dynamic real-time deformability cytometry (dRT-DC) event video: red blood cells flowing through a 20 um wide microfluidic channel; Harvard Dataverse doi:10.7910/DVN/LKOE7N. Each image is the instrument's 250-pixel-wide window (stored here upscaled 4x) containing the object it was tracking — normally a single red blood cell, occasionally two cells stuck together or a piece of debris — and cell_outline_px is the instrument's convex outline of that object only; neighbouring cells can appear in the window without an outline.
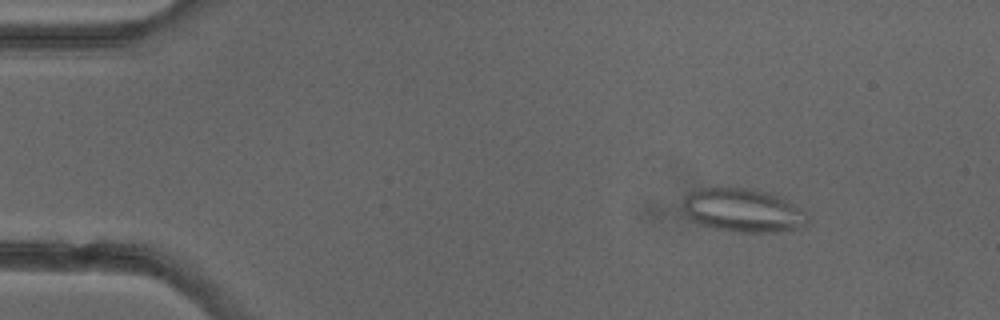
{"species": "common noctule bat (a hibernating species)", "species_latin": "Nyctalus noctula", "temperature_condition": "cold", "stored_images_in_passage": 4, "camera_frame_rate_fps": 3000, "um_per_image_px": 0.085, "animal": {"sex": "female"}, "frame": {"image": 1, "passage_image": 2, "time_ms": 1.0, "image_size_px": [1000, 320], "cell_outline_px": [[808, 224], [796, 228], [776, 232], [740, 232], [716, 228], [696, 224], [684, 216], [684, 196], [700, 188], [716, 184], [756, 188], [772, 192], [800, 208], [808, 216]], "centroid_in_image_um": [63.09, 17.82], "position_along_channel_um": 21.9, "area_um2": 32.66}}
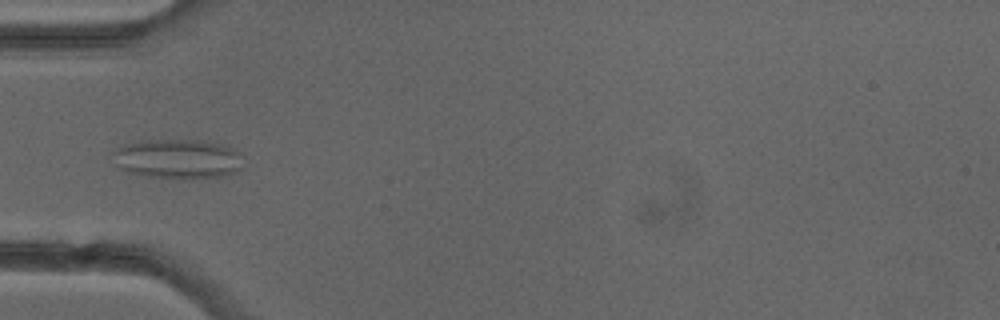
{"frame": {"image": 2, "passage_image": 4, "time_ms": 4.333, "image_size_px": [1000, 320], "cell_outline_px": [[244, 168], [224, 176], [148, 176], [128, 172], [116, 168], [108, 152], [124, 144], [140, 140], [204, 140], [228, 144], [240, 152]], "centroid_in_image_um": [15.07, 13.45], "position_along_channel_um": 69.9, "area_um2": 30.29}}